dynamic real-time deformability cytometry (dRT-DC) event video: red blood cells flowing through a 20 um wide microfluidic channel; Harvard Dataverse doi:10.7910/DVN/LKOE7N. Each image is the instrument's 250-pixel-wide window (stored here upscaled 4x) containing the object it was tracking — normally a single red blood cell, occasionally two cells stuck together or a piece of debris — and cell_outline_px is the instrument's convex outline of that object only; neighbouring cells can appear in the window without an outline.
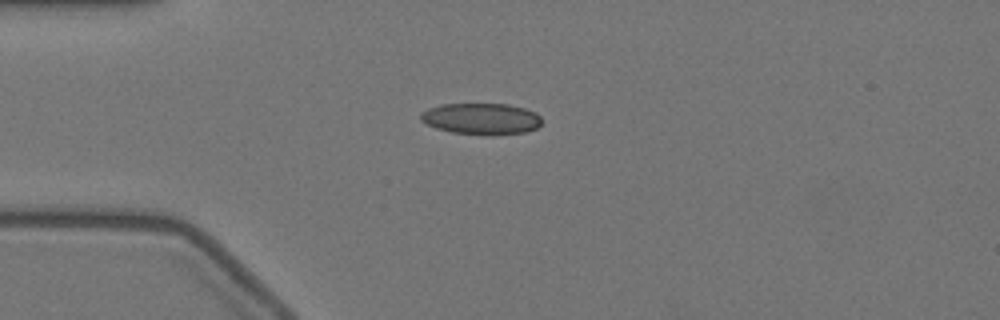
{"species": "Egyptian fruit bat (a non-hibernating species)", "species_latin": "Rousettus aegyptiacus", "temperature_condition": "warm", "stored_images_in_passage": 4, "camera_frame_rate_fps": 3000, "um_per_image_px": 0.085, "animal": {"sex": "female"}, "frame": {"image": 1, "passage_image": 1, "time_ms": 0.0, "image_size_px": [1000, 320], "cell_outline_px": [[540, 124], [536, 128], [524, 132], [492, 136], [452, 132], [436, 128], [420, 120], [420, 112], [428, 108], [440, 104], [508, 104], [524, 108], [536, 112], [540, 116]], "centroid_in_image_um": [40.89, 10.1], "position_along_channel_um": 44.1, "area_um2": 22.25}}